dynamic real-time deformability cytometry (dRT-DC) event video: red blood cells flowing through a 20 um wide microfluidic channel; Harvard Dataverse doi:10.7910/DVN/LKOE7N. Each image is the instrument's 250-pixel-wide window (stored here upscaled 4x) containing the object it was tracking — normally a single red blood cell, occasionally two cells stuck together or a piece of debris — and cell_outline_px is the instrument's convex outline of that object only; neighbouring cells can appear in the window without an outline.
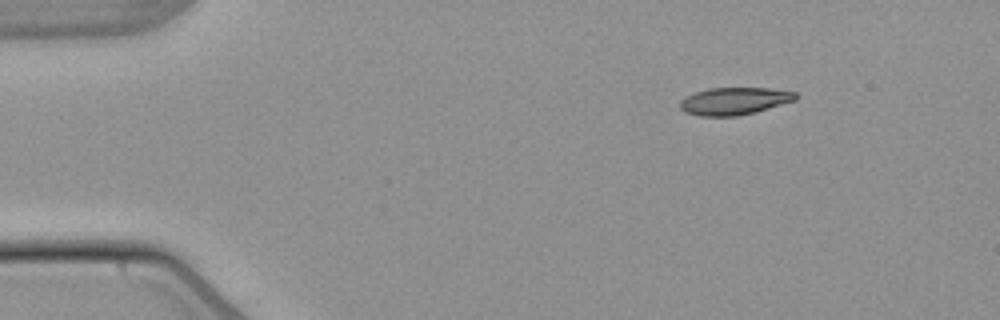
{"species": "common noctule bat (a hibernating species)", "species_latin": "Nyctalus noctula", "temperature_condition": "warm", "stored_images_in_passage": 47, "camera_frame_rate_fps": 3000, "um_per_image_px": 0.085, "animal": {"sex": "male", "body_mass_g": 21.5, "forearm_length_mm": 52.0}, "frame": {"image": 1, "passage_image": 1, "time_ms": 0.0, "image_size_px": [1000, 320], "cell_outline_px": [[796, 100], [756, 112], [736, 116], [700, 116], [684, 112], [680, 108], [680, 100], [684, 96], [692, 92], [708, 88], [768, 88], [796, 92]], "centroid_in_image_um": [62.36, 8.59], "position_along_channel_um": 22.6, "area_um2": 18.61}}
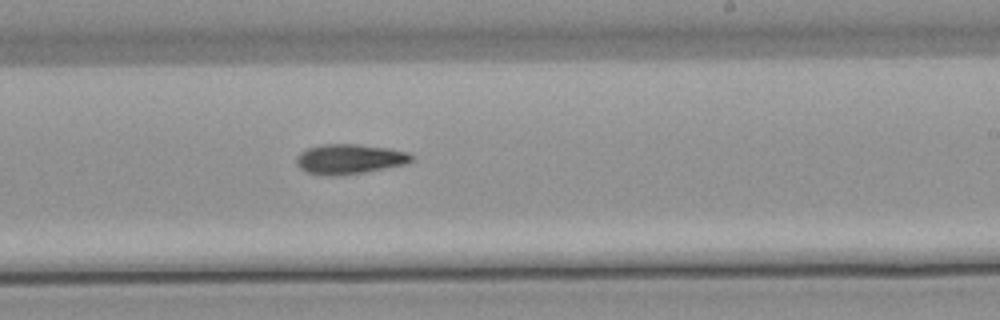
{"frame": {"image": 2, "passage_image": 26, "time_ms": 8.333, "image_size_px": [1000, 320], "cell_outline_px": [[416, 160], [408, 164], [364, 172], [308, 172], [300, 168], [296, 164], [296, 156], [300, 152], [308, 148], [320, 144], [356, 144], [388, 148], [408, 152], [416, 156]], "centroid_in_image_um": [29.82, 13.46], "position_along_channel_um": 259.2, "area_um2": 19.42}}
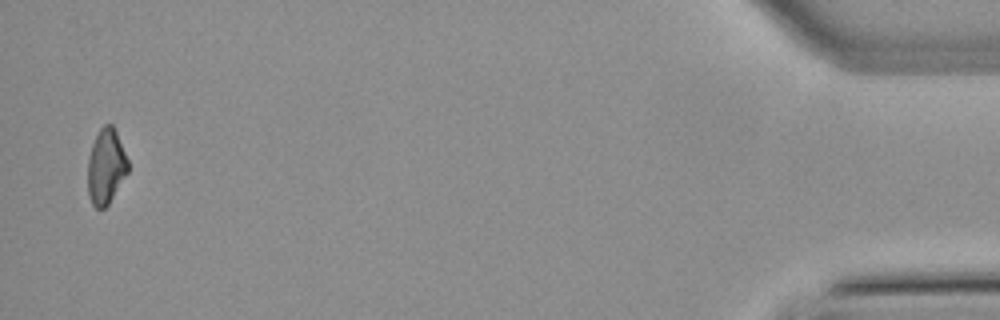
{"frame": {"image": 3, "passage_image": 46, "time_ms": 15.0, "image_size_px": [1000, 320], "cell_outline_px": [[128, 172], [108, 204], [104, 208], [96, 208], [92, 204], [88, 196], [88, 156], [92, 144], [100, 128], [104, 124], [112, 124], [116, 132], [128, 160]], "centroid_in_image_um": [8.99, 14.16], "position_along_channel_um": 426.2, "area_um2": 17.51}}